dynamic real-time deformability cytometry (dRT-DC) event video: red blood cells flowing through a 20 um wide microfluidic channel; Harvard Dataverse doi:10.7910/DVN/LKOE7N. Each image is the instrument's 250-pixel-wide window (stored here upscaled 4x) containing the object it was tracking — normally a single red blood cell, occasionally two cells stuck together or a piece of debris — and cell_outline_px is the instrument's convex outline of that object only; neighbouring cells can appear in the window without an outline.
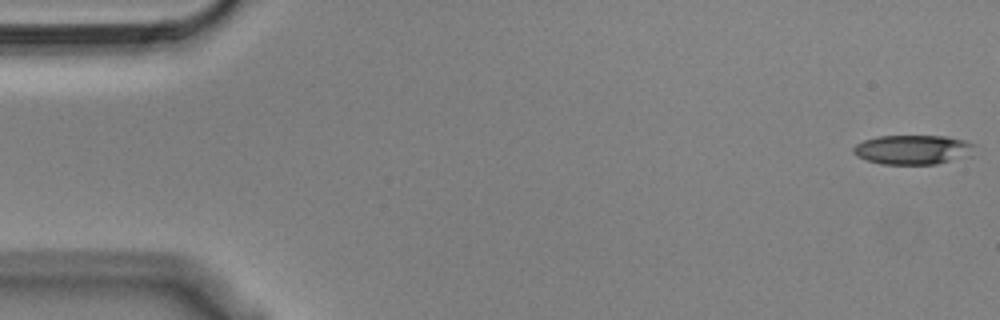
{"species": "Egyptian fruit bat (a non-hibernating species)", "species_latin": "Rousettus aegyptiacus", "temperature_condition": "cold", "stored_images_in_passage": 6, "camera_frame_rate_fps": 3000, "um_per_image_px": 0.085, "animal": {"sex": "male"}, "frame": {"image": 1, "passage_image": 1, "time_ms": 0.0, "image_size_px": [1000, 320], "cell_outline_px": [[976, 144], [972, 156], [936, 164], [880, 164], [856, 156], [852, 152], [852, 148], [856, 144], [864, 140], [880, 136], [948, 136], [964, 140]], "centroid_in_image_um": [77.64, 12.72], "position_along_channel_um": 7.4, "area_um2": 21.04}}